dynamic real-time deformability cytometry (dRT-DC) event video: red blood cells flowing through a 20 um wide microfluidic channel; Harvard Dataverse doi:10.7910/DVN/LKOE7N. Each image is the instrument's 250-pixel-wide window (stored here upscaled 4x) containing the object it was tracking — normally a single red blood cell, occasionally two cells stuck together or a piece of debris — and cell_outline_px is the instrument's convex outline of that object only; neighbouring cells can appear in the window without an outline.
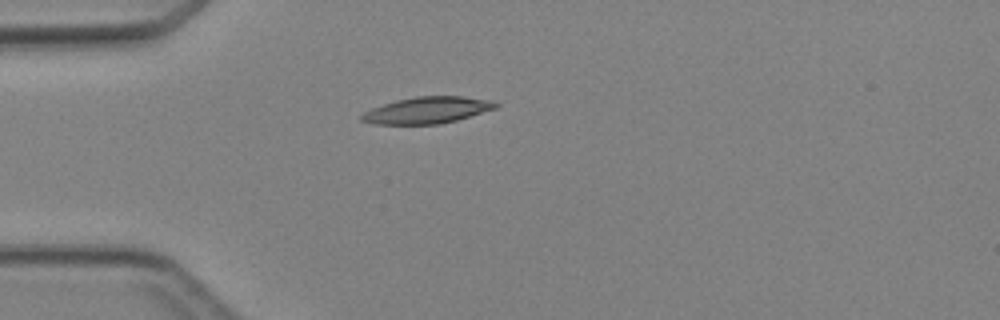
{"species": "Egyptian fruit bat (a non-hibernating species)", "species_latin": "Rousettus aegyptiacus", "temperature_condition": "cold", "stored_images_in_passage": 1, "camera_frame_rate_fps": 3000, "um_per_image_px": 0.085, "animal": {"sex": "female"}, "frame": {"image": 1, "passage_image": 1, "time_ms": 0.0, "image_size_px": [1000, 320], "cell_outline_px": [[500, 104], [496, 108], [456, 120], [440, 124], [372, 124], [360, 120], [360, 116], [364, 112], [372, 108], [396, 100], [416, 96], [464, 96], [496, 100]], "centroid_in_image_um": [36.34, 9.35], "position_along_channel_um": 48.7, "area_um2": 20.87}}